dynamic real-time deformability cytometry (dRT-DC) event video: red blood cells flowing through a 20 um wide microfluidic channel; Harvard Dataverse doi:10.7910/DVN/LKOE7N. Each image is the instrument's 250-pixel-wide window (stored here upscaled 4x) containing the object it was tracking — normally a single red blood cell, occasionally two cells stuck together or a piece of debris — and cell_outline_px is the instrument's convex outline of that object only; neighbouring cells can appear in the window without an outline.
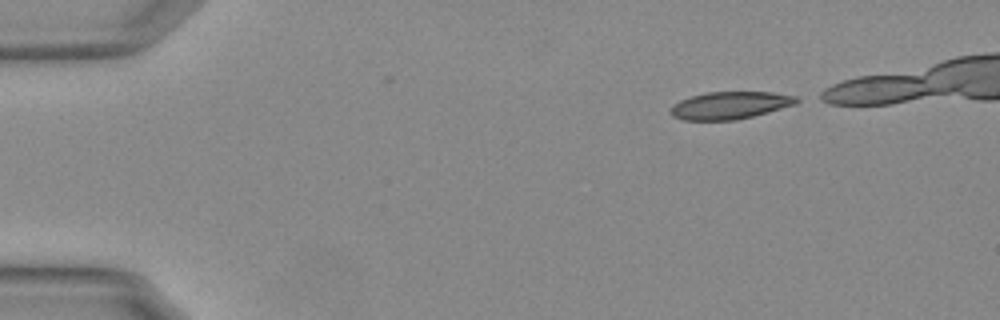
{"species": "Egyptian fruit bat (a non-hibernating species)", "species_latin": "Rousettus aegyptiacus", "temperature_condition": "warm", "stored_images_in_passage": 39, "camera_frame_rate_fps": 3000, "um_per_image_px": 0.085, "animal": {"sex": "female"}, "frame": {"image": 1, "passage_image": 1, "time_ms": 0.0, "image_size_px": [1000, 320], "cell_outline_px": [[804, 100], [796, 104], [768, 112], [736, 120], [684, 120], [672, 116], [672, 108], [680, 100], [692, 96], [708, 92], [772, 92], [796, 96]], "centroid_in_image_um": [62.13, 8.95], "position_along_channel_um": 22.9, "area_um2": 20.0}}
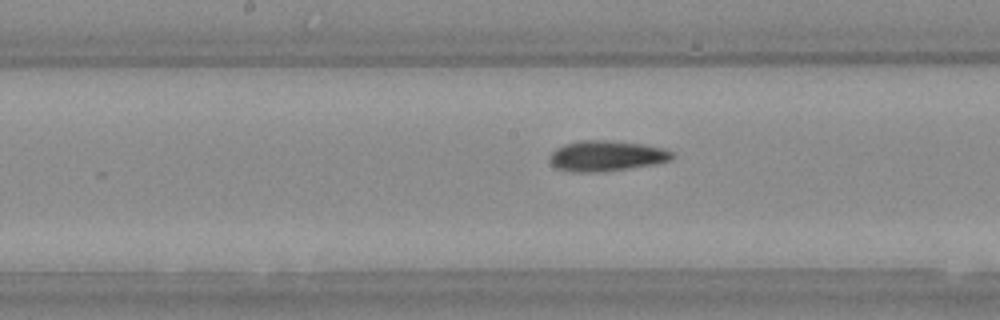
{"frame": {"image": 2, "passage_image": 22, "time_ms": 7.0, "image_size_px": [1000, 320], "cell_outline_px": [[672, 160], [652, 164], [628, 168], [600, 172], [572, 172], [556, 168], [548, 160], [548, 156], [556, 148], [564, 144], [576, 140], [608, 140], [640, 144], [660, 148], [672, 152]], "centroid_in_image_um": [51.45, 13.25], "position_along_channel_um": 196.7, "area_um2": 21.68}}
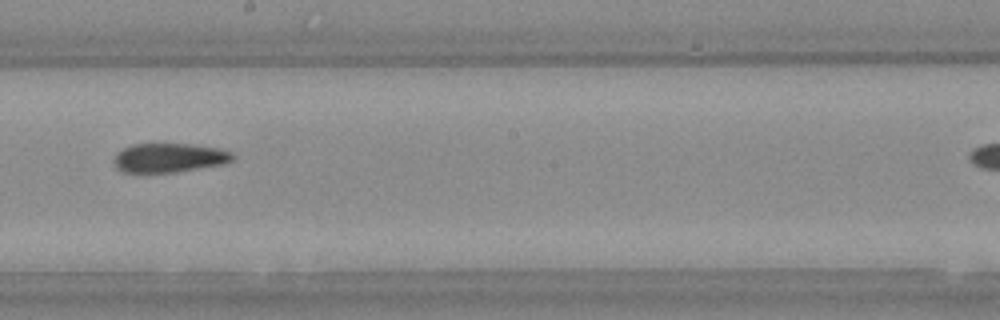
{"frame": {"image": 3, "passage_image": 25, "time_ms": 8.0, "image_size_px": [1000, 320], "cell_outline_px": [[232, 160], [220, 164], [176, 172], [124, 172], [116, 168], [116, 156], [124, 148], [132, 144], [192, 144], [220, 148], [232, 152]], "centroid_in_image_um": [14.4, 13.4], "position_along_channel_um": 233.8, "area_um2": 19.71}}